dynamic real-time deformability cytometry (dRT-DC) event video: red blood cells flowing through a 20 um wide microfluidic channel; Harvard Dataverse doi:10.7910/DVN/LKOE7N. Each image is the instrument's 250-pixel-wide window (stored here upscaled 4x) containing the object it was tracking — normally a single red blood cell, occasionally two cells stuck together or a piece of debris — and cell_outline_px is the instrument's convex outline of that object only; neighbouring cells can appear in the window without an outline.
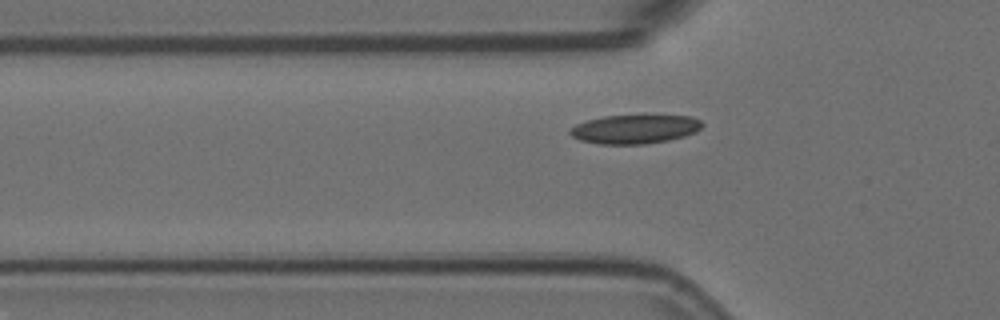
{"species": "Egyptian fruit bat (a non-hibernating species)", "species_latin": "Rousettus aegyptiacus", "temperature_condition": "room temperature", "stored_images_in_passage": 34, "camera_frame_rate_fps": 3000, "um_per_image_px": 0.085, "animal": {"sex": "female"}, "frame": {"image": 1, "passage_image": 3, "time_ms": 0.667, "image_size_px": [1000, 320], "cell_outline_px": [[704, 124], [696, 132], [684, 136], [668, 140], [644, 144], [600, 144], [580, 140], [572, 136], [568, 132], [576, 124], [588, 120], [604, 116], [692, 116], [700, 120]], "centroid_in_image_um": [53.97, 10.98], "position_along_channel_um": 71.8, "area_um2": 22.02}}
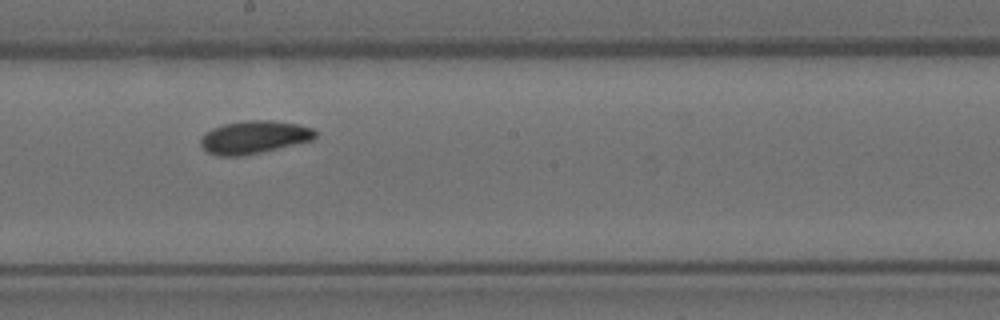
{"frame": {"image": 2, "passage_image": 16, "time_ms": 5.0, "image_size_px": [1000, 320], "cell_outline_px": [[316, 136], [312, 140], [244, 156], [216, 156], [208, 152], [200, 144], [200, 140], [204, 132], [212, 128], [224, 124], [244, 120], [272, 120], [296, 124], [312, 128], [316, 132]], "centroid_in_image_um": [21.56, 11.66], "position_along_channel_um": 226.6, "area_um2": 21.96}}
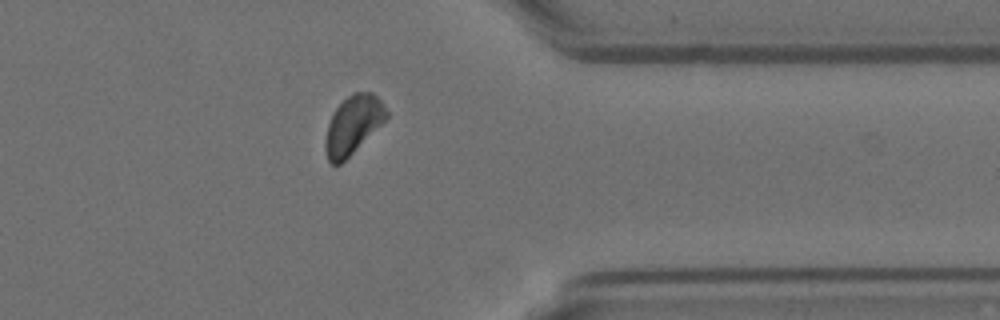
{"frame": {"image": 3, "passage_image": 30, "time_ms": 9.667, "image_size_px": [1000, 320], "cell_outline_px": [[388, 116], [340, 164], [332, 164], [328, 160], [324, 148], [324, 144], [328, 124], [336, 108], [352, 92], [372, 92], [380, 100], [388, 112]], "centroid_in_image_um": [29.98, 10.59], "position_along_channel_um": 381.4, "area_um2": 20.06}}